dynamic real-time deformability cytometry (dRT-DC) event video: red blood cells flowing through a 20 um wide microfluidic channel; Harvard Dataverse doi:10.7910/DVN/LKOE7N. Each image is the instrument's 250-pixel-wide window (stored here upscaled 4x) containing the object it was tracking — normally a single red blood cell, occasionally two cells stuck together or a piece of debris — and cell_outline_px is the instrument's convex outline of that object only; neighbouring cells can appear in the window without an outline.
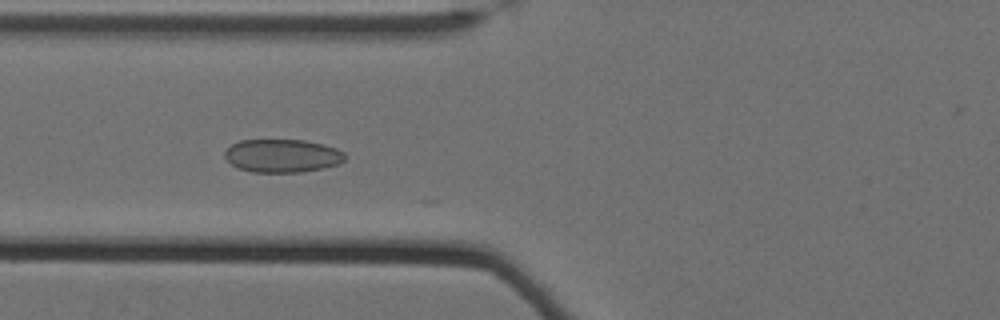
{"species": "Egyptian fruit bat (a non-hibernating species)", "species_latin": "Rousettus aegyptiacus", "temperature_condition": "cold", "stored_images_in_passage": 39, "camera_frame_rate_fps": 3000, "um_per_image_px": 0.085, "animal": {"sex": "female"}, "frame": {"image": 1, "passage_image": 27, "time_ms": 8.667, "image_size_px": [1000, 320], "cell_outline_px": [[344, 160], [336, 164], [324, 168], [304, 172], [252, 172], [236, 168], [224, 156], [224, 152], [232, 144], [240, 140], [304, 140], [336, 148], [344, 152]], "centroid_in_image_um": [23.97, 13.25], "position_along_channel_um": 101.8, "area_um2": 23.18}}
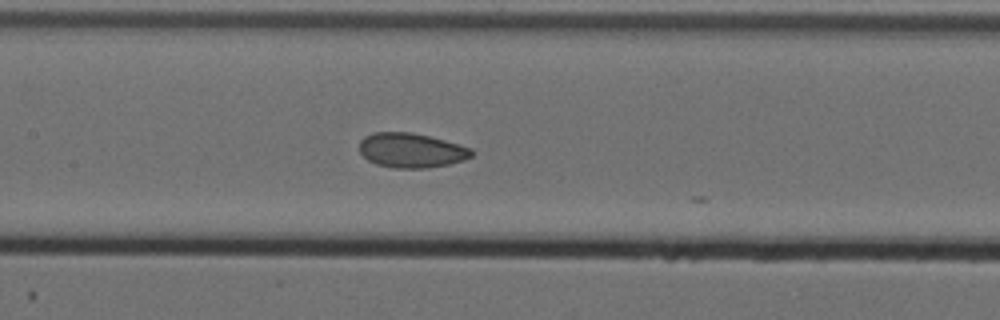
{"frame": {"image": 2, "passage_image": 33, "time_ms": 10.667, "image_size_px": [1000, 320], "cell_outline_px": [[476, 152], [472, 156], [464, 160], [448, 164], [428, 168], [396, 168], [376, 164], [368, 160], [360, 152], [360, 140], [364, 136], [372, 132], [412, 132], [444, 140], [472, 148]], "centroid_in_image_um": [34.97, 12.78], "position_along_channel_um": 172.4, "area_um2": 22.72}}
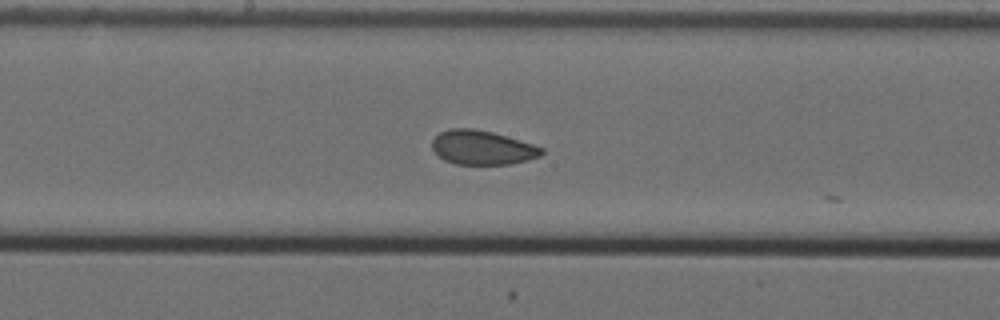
{"frame": {"image": 3, "passage_image": 36, "time_ms": 11.667, "image_size_px": [1000, 320], "cell_outline_px": [[544, 152], [540, 156], [528, 160], [512, 164], [456, 164], [444, 160], [432, 148], [432, 140], [440, 132], [448, 128], [472, 128], [492, 132], [532, 144], [544, 148]], "centroid_in_image_um": [40.99, 12.54], "position_along_channel_um": 207.2, "area_um2": 21.73}}